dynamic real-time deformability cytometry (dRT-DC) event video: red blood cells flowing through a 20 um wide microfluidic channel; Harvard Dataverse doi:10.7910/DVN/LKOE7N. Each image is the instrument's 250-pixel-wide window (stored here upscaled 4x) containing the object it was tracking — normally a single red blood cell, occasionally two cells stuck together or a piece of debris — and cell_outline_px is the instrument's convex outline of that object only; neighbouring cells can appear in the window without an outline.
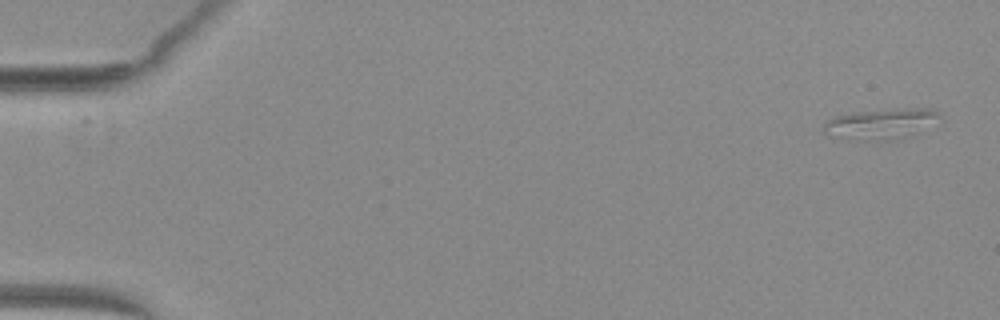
{"species": "common noctule bat (a hibernating species)", "species_latin": "Nyctalus noctula", "temperature_condition": "warm", "stored_images_in_passage": 17, "camera_frame_rate_fps": 3000, "um_per_image_px": 0.085, "animal": {"sex": "female", "body_mass_g": 29.2, "forearm_length_mm": 56.3}, "frame": {"image": 1, "passage_image": 1, "time_ms": 0.0, "image_size_px": [1000, 320], "cell_outline_px": [[940, 116], [912, 132], [848, 140], [828, 136], [824, 132], [824, 124], [832, 116], [856, 112], [912, 108], [928, 108], [936, 112]], "centroid_in_image_um": [74.63, 10.45], "position_along_channel_um": 10.4, "area_um2": 18.44}}
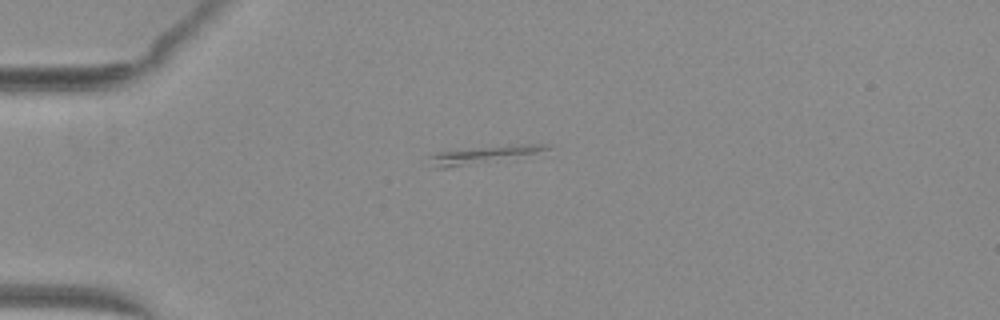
{"frame": {"image": 2, "passage_image": 13, "time_ms": 4.0, "image_size_px": [1000, 320], "cell_outline_px": [[552, 148], [532, 152], [444, 168], [436, 168], [428, 156], [440, 152], [476, 148], [520, 144], [548, 144]], "centroid_in_image_um": [40.98, 13.12], "position_along_channel_um": 44.0, "area_um2": 10.35}}